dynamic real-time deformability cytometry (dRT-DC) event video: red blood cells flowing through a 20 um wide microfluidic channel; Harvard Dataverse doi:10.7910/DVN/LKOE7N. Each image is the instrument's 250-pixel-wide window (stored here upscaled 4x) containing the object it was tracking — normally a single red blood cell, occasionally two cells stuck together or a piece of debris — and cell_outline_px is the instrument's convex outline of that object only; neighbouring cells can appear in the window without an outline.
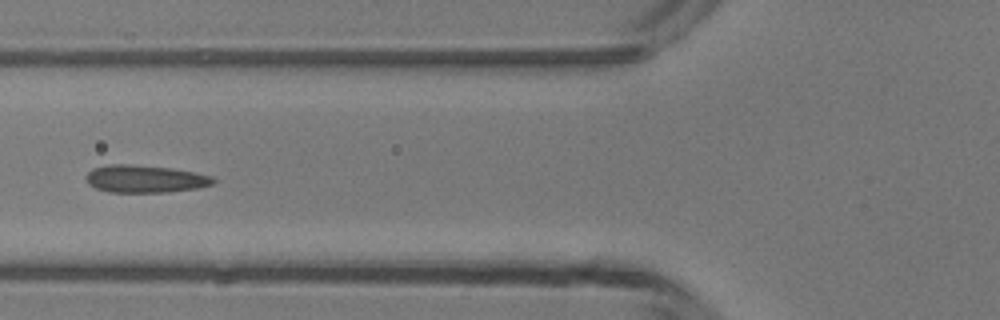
{"species": "common noctule bat (a hibernating species)", "species_latin": "Nyctalus noctula", "temperature_condition": "room temperature", "stored_images_in_passage": 2, "camera_frame_rate_fps": 3000, "um_per_image_px": 0.085, "animal": {"sex": "male", "body_mass_g": 13.3}, "frame": {"image": 1, "passage_image": 2, "time_ms": 1.0, "image_size_px": [1000, 320], "cell_outline_px": [[216, 180], [212, 184], [196, 188], [168, 192], [108, 192], [96, 188], [88, 184], [84, 176], [92, 168], [108, 164], [132, 164], [172, 168], [196, 172], [212, 176]], "centroid_in_image_um": [12.3, 15.19], "position_along_channel_um": 113.5, "area_um2": 20.58}}